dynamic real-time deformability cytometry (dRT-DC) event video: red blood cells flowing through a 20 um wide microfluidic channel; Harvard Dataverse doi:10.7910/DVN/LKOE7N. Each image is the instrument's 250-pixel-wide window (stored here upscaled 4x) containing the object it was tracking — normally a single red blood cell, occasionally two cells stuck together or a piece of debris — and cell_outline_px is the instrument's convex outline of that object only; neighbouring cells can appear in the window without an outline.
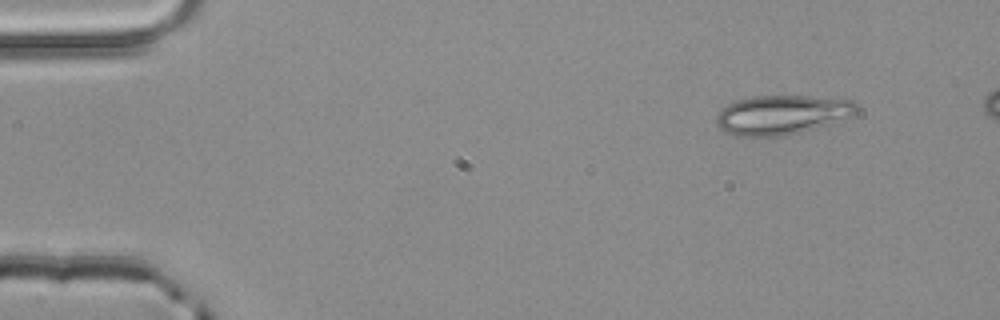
{"species": "common noctule bat (a hibernating species)", "species_latin": "Nyctalus noctula", "temperature_condition": "room temperature", "stored_images_in_passage": 3, "camera_frame_rate_fps": 3000, "um_per_image_px": 0.085, "animal": {"sex": "male", "body_mass_g": 20.4}, "frame": {"image": 1, "passage_image": 1, "time_ms": 0.0, "image_size_px": [1000, 320], "cell_outline_px": [[860, 108], [856, 116], [800, 132], [784, 136], [736, 136], [724, 132], [716, 124], [716, 116], [728, 104], [736, 100], [752, 96], [808, 96], [856, 100]], "centroid_in_image_um": [66.53, 9.75], "position_along_channel_um": 18.5, "area_um2": 32.48}}